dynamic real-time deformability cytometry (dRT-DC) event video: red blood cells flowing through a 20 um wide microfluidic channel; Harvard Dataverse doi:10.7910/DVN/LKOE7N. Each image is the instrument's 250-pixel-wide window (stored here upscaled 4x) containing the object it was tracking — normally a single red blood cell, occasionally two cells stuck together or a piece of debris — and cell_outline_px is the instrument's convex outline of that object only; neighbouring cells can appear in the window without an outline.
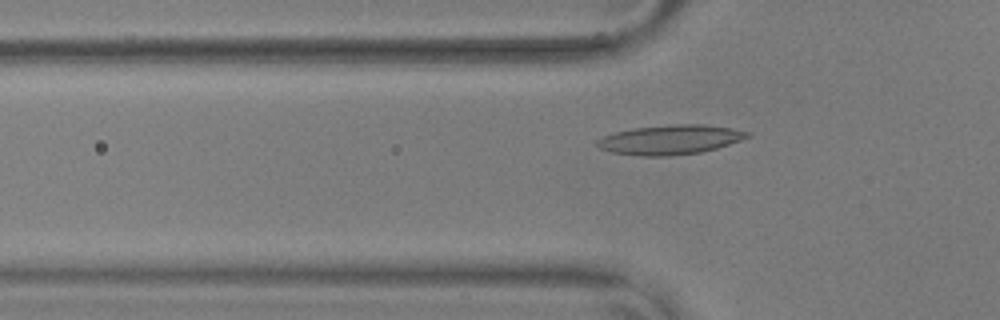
{"species": "common noctule bat (a hibernating species)", "species_latin": "Nyctalus noctula", "temperature_condition": "warm", "stored_images_in_passage": 41, "camera_frame_rate_fps": 3000, "um_per_image_px": 0.085, "animal": {"sex": "male", "body_mass_g": 17.9, "forearm_length_mm": 54.2}, "frame": {"image": 1, "passage_image": 7, "time_ms": 2.0, "image_size_px": [1000, 320], "cell_outline_px": [[752, 136], [716, 148], [700, 152], [668, 156], [644, 156], [612, 152], [600, 148], [596, 144], [596, 140], [604, 136], [616, 132], [632, 128], [672, 124], [704, 124], [732, 128], [752, 132]], "centroid_in_image_um": [56.99, 11.86], "position_along_channel_um": 68.8, "area_um2": 25.78}}
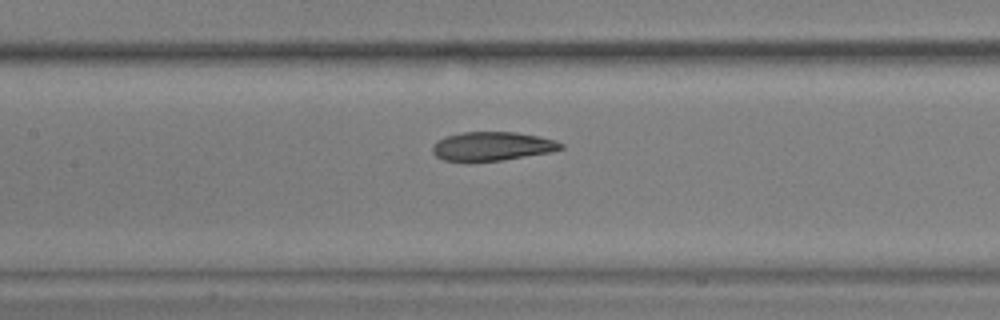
{"frame": {"image": 2, "passage_image": 15, "time_ms": 4.667, "image_size_px": [1000, 320], "cell_outline_px": [[564, 148], [552, 152], [504, 160], [444, 160], [436, 156], [432, 152], [432, 144], [436, 140], [444, 136], [464, 132], [516, 132], [556, 140], [564, 144]], "centroid_in_image_um": [41.85, 12.42], "position_along_channel_um": 165.6, "area_um2": 21.5}}
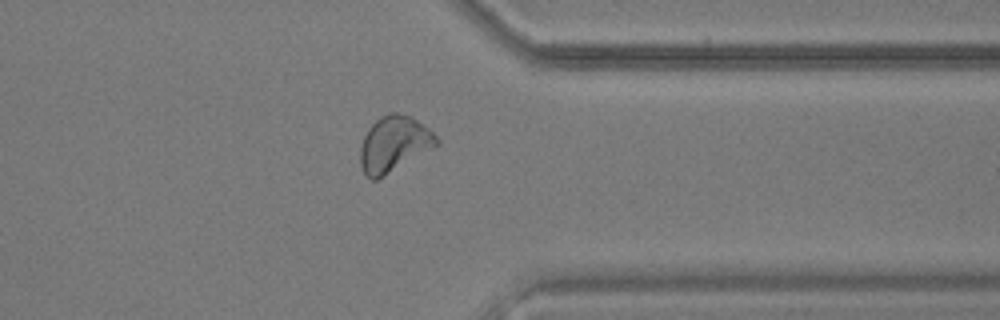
{"frame": {"image": 3, "passage_image": 33, "time_ms": 10.667, "image_size_px": [1000, 320], "cell_outline_px": [[440, 144], [376, 180], [372, 180], [364, 172], [360, 164], [360, 148], [364, 136], [368, 128], [380, 116], [392, 112], [396, 112], [412, 116], [428, 128], [440, 140]], "centroid_in_image_um": [33.49, 12.22], "position_along_channel_um": 377.9, "area_um2": 24.62}}